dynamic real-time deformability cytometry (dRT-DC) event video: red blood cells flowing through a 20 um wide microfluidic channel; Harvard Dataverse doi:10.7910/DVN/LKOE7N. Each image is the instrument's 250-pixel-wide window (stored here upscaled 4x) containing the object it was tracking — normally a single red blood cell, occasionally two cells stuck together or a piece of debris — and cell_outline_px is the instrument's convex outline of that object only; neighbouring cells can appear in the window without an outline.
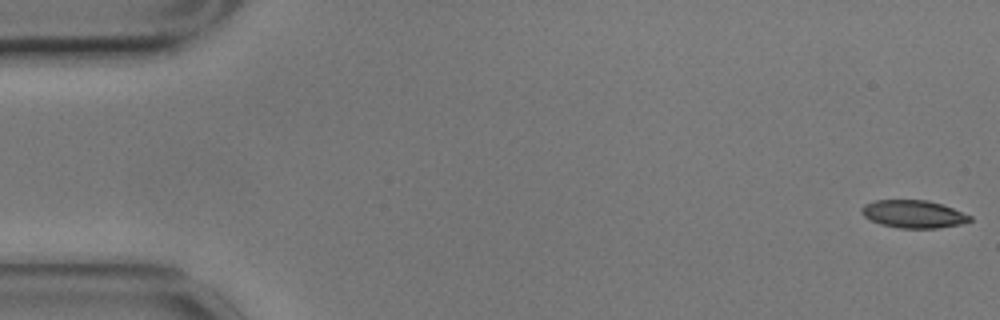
{"species": "common noctule bat (a hibernating species)", "species_latin": "Nyctalus noctula", "temperature_condition": "cold", "stored_images_in_passage": 57, "camera_frame_rate_fps": 3000, "um_per_image_px": 0.085, "animal": {"sex": "male", "body_mass_g": 17.9}, "frame": {"image": 1, "passage_image": 1, "time_ms": 0.0, "image_size_px": [1000, 320], "cell_outline_px": [[972, 220], [960, 224], [936, 228], [900, 228], [880, 224], [864, 216], [860, 212], [860, 208], [864, 204], [872, 200], [928, 200], [952, 208], [972, 216]], "centroid_in_image_um": [77.6, 18.19], "position_along_channel_um": 7.4, "area_um2": 17.46}}
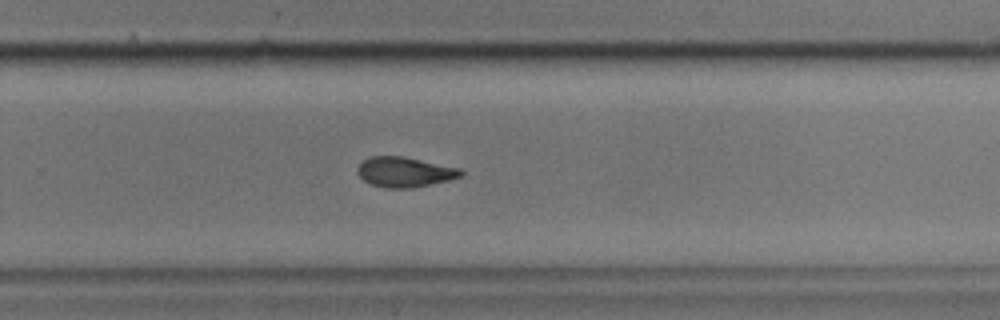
{"frame": {"image": 2, "passage_image": 37, "time_ms": 12.0, "image_size_px": [1000, 320], "cell_outline_px": [[464, 172], [460, 176], [448, 180], [412, 188], [384, 188], [372, 184], [364, 180], [356, 172], [356, 168], [364, 160], [372, 156], [404, 156], [460, 168]], "centroid_in_image_um": [34.38, 14.62], "position_along_channel_um": 295.4, "area_um2": 18.03}}
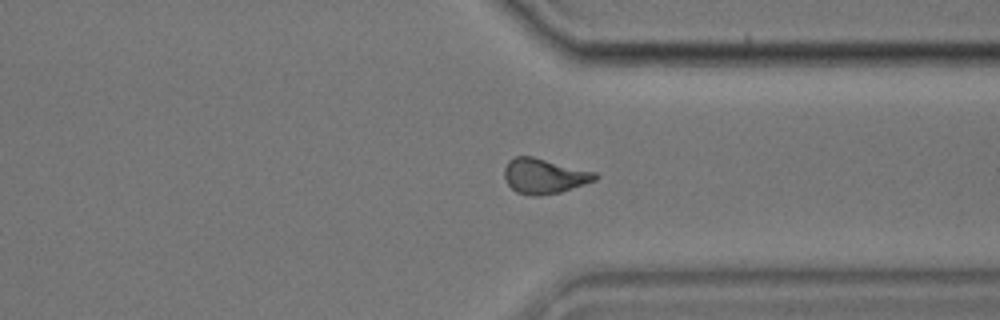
{"frame": {"image": 3, "passage_image": 43, "time_ms": 14.0, "image_size_px": [1000, 320], "cell_outline_px": [[600, 176], [596, 180], [560, 192], [540, 196], [532, 196], [516, 192], [504, 180], [504, 168], [508, 160], [516, 156], [532, 156], [596, 172]], "centroid_in_image_um": [46.24, 14.96], "position_along_channel_um": 365.2, "area_um2": 18.67}, "authors_computed_cell_mechanics": {"area_um2": 18.496, "velocity_mm_per_s": 3.4935, "shape_relaxation_time_tau1_ms": 6.8893, "shape_relaxation_time_tau2_ms": 4.271, "deformation_change_tau1": 0.1833, "deformation_change_tau2": 0.1147}}